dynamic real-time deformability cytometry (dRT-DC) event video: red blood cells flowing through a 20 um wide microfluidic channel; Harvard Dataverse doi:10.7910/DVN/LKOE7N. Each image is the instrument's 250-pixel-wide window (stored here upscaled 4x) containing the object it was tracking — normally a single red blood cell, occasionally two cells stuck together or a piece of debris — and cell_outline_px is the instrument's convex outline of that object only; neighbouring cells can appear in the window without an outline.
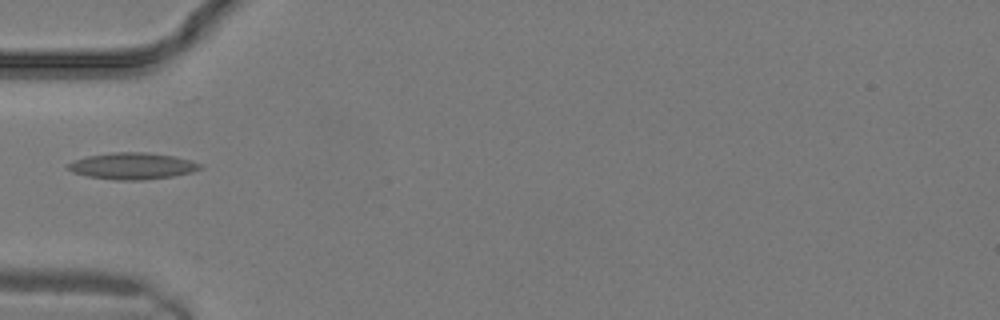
{"species": "common noctule bat (a hibernating species)", "species_latin": "Nyctalus noctula", "temperature_condition": "warm", "stored_images_in_passage": 2, "camera_frame_rate_fps": 3000, "um_per_image_px": 0.085, "animal": {"sex": "male", "body_mass_g": 19.2, "forearm_length_mm": 51.8}, "frame": {"image": 1, "passage_image": 1, "time_ms": 0.0, "image_size_px": [1000, 320], "cell_outline_px": [[204, 168], [192, 172], [172, 176], [144, 180], [116, 180], [88, 176], [72, 172], [64, 168], [72, 160], [88, 156], [112, 152], [144, 152], [172, 156], [192, 160], [204, 164]], "centroid_in_image_um": [11.26, 14.11], "position_along_channel_um": 73.7, "area_um2": 20.63}}